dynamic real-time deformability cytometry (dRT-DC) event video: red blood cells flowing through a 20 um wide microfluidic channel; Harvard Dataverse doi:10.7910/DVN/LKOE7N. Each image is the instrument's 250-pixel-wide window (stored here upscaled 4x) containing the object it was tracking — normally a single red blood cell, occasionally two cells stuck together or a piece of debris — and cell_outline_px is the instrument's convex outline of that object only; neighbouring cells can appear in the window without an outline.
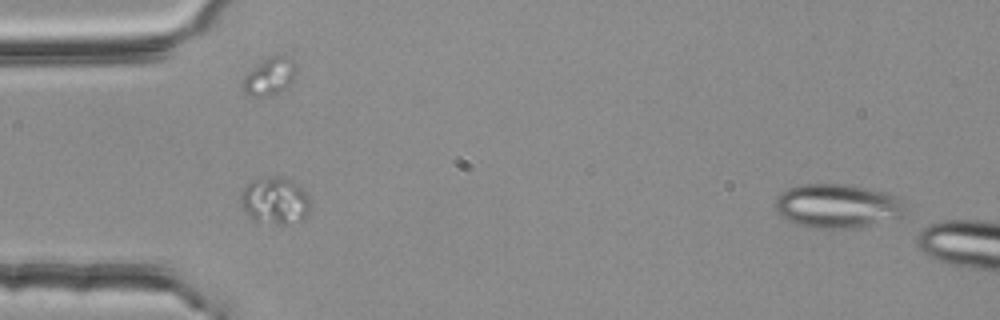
{"species": "common noctule bat (a hibernating species)", "species_latin": "Nyctalus noctula", "temperature_condition": "room temperature", "stored_images_in_passage": 6, "segment_of_instrument_passage": [2, 2], "camera_frame_rate_fps": 3000, "um_per_image_px": 0.085, "animal": {"sex": "female", "body_mass_g": 25.1}, "frame": {"image": 1, "passage_image": 6, "time_ms": 1.667, "image_size_px": [1000, 320], "cell_outline_px": [[908, 216], [868, 224], [844, 228], [824, 228], [796, 224], [780, 216], [776, 208], [776, 196], [788, 188], [804, 184], [848, 184], [884, 192], [900, 196], [904, 204]], "centroid_in_image_um": [71.22, 17.49], "position_along_channel_um": 13.8, "area_um2": 33.18}}